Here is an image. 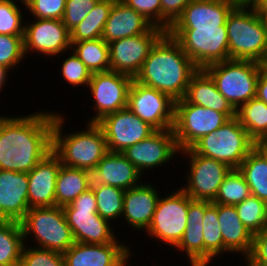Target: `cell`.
<instances>
[{"label":"cell","mask_w":267,"mask_h":266,"mask_svg":"<svg viewBox=\"0 0 267 266\" xmlns=\"http://www.w3.org/2000/svg\"><path fill=\"white\" fill-rule=\"evenodd\" d=\"M0 118V169L30 172L52 151L55 112Z\"/></svg>","instance_id":"obj_1"},{"label":"cell","mask_w":267,"mask_h":266,"mask_svg":"<svg viewBox=\"0 0 267 266\" xmlns=\"http://www.w3.org/2000/svg\"><path fill=\"white\" fill-rule=\"evenodd\" d=\"M198 67L167 32L155 43L134 80L169 95L183 99Z\"/></svg>","instance_id":"obj_2"},{"label":"cell","mask_w":267,"mask_h":266,"mask_svg":"<svg viewBox=\"0 0 267 266\" xmlns=\"http://www.w3.org/2000/svg\"><path fill=\"white\" fill-rule=\"evenodd\" d=\"M55 112L52 129V151L67 167L92 172L108 152L104 132L97 123H88L83 131L64 135L65 116ZM64 135V136H63Z\"/></svg>","instance_id":"obj_3"},{"label":"cell","mask_w":267,"mask_h":266,"mask_svg":"<svg viewBox=\"0 0 267 266\" xmlns=\"http://www.w3.org/2000/svg\"><path fill=\"white\" fill-rule=\"evenodd\" d=\"M229 59L267 63V22L253 6H236L226 21Z\"/></svg>","instance_id":"obj_4"},{"label":"cell","mask_w":267,"mask_h":266,"mask_svg":"<svg viewBox=\"0 0 267 266\" xmlns=\"http://www.w3.org/2000/svg\"><path fill=\"white\" fill-rule=\"evenodd\" d=\"M264 67L257 61L228 59L210 64L204 70L214 80L221 95L237 110L256 97L257 81Z\"/></svg>","instance_id":"obj_5"},{"label":"cell","mask_w":267,"mask_h":266,"mask_svg":"<svg viewBox=\"0 0 267 266\" xmlns=\"http://www.w3.org/2000/svg\"><path fill=\"white\" fill-rule=\"evenodd\" d=\"M256 145L235 116L214 132L201 137L190 149L195 154L237 169Z\"/></svg>","instance_id":"obj_6"},{"label":"cell","mask_w":267,"mask_h":266,"mask_svg":"<svg viewBox=\"0 0 267 266\" xmlns=\"http://www.w3.org/2000/svg\"><path fill=\"white\" fill-rule=\"evenodd\" d=\"M20 223L24 242L33 235L34 247L64 253L75 243L61 206L30 208Z\"/></svg>","instance_id":"obj_7"},{"label":"cell","mask_w":267,"mask_h":266,"mask_svg":"<svg viewBox=\"0 0 267 266\" xmlns=\"http://www.w3.org/2000/svg\"><path fill=\"white\" fill-rule=\"evenodd\" d=\"M62 209L75 242L105 244L119 238L112 229L115 228L114 225L97 213V203L92 188L83 192L70 204L64 205Z\"/></svg>","instance_id":"obj_8"},{"label":"cell","mask_w":267,"mask_h":266,"mask_svg":"<svg viewBox=\"0 0 267 266\" xmlns=\"http://www.w3.org/2000/svg\"><path fill=\"white\" fill-rule=\"evenodd\" d=\"M167 33L199 68L229 59L226 26L197 29H169Z\"/></svg>","instance_id":"obj_9"},{"label":"cell","mask_w":267,"mask_h":266,"mask_svg":"<svg viewBox=\"0 0 267 266\" xmlns=\"http://www.w3.org/2000/svg\"><path fill=\"white\" fill-rule=\"evenodd\" d=\"M229 118L221 112L189 103L185 98L175 101L173 132L180 151L190 148L201 137L214 132Z\"/></svg>","instance_id":"obj_10"},{"label":"cell","mask_w":267,"mask_h":266,"mask_svg":"<svg viewBox=\"0 0 267 266\" xmlns=\"http://www.w3.org/2000/svg\"><path fill=\"white\" fill-rule=\"evenodd\" d=\"M189 196L181 189L159 197L152 221L145 231L158 241L175 247L187 226Z\"/></svg>","instance_id":"obj_11"},{"label":"cell","mask_w":267,"mask_h":266,"mask_svg":"<svg viewBox=\"0 0 267 266\" xmlns=\"http://www.w3.org/2000/svg\"><path fill=\"white\" fill-rule=\"evenodd\" d=\"M189 158L187 184L180 188L193 200L213 202L219 186L232 170L218 160L195 154L190 148L180 151ZM186 186V187H185Z\"/></svg>","instance_id":"obj_12"},{"label":"cell","mask_w":267,"mask_h":266,"mask_svg":"<svg viewBox=\"0 0 267 266\" xmlns=\"http://www.w3.org/2000/svg\"><path fill=\"white\" fill-rule=\"evenodd\" d=\"M133 80L129 75L115 71L93 73L87 88L94 98L91 109L96 114L86 121L97 123L104 116L127 108L128 92Z\"/></svg>","instance_id":"obj_13"},{"label":"cell","mask_w":267,"mask_h":266,"mask_svg":"<svg viewBox=\"0 0 267 266\" xmlns=\"http://www.w3.org/2000/svg\"><path fill=\"white\" fill-rule=\"evenodd\" d=\"M127 108L155 130L173 128L175 101L157 89L133 80L128 92Z\"/></svg>","instance_id":"obj_14"},{"label":"cell","mask_w":267,"mask_h":266,"mask_svg":"<svg viewBox=\"0 0 267 266\" xmlns=\"http://www.w3.org/2000/svg\"><path fill=\"white\" fill-rule=\"evenodd\" d=\"M165 33L163 29L154 26L144 34L109 43L110 71L123 73L135 78L150 50Z\"/></svg>","instance_id":"obj_15"},{"label":"cell","mask_w":267,"mask_h":266,"mask_svg":"<svg viewBox=\"0 0 267 266\" xmlns=\"http://www.w3.org/2000/svg\"><path fill=\"white\" fill-rule=\"evenodd\" d=\"M97 124L104 132L110 152H123L127 147L148 138L156 131L129 108L110 113Z\"/></svg>","instance_id":"obj_16"},{"label":"cell","mask_w":267,"mask_h":266,"mask_svg":"<svg viewBox=\"0 0 267 266\" xmlns=\"http://www.w3.org/2000/svg\"><path fill=\"white\" fill-rule=\"evenodd\" d=\"M29 22V23H28ZM71 51L70 31L59 19H38L25 21L24 51L55 57Z\"/></svg>","instance_id":"obj_17"},{"label":"cell","mask_w":267,"mask_h":266,"mask_svg":"<svg viewBox=\"0 0 267 266\" xmlns=\"http://www.w3.org/2000/svg\"><path fill=\"white\" fill-rule=\"evenodd\" d=\"M143 175L146 170L167 164L180 153L172 129L156 130L148 138L121 152Z\"/></svg>","instance_id":"obj_18"},{"label":"cell","mask_w":267,"mask_h":266,"mask_svg":"<svg viewBox=\"0 0 267 266\" xmlns=\"http://www.w3.org/2000/svg\"><path fill=\"white\" fill-rule=\"evenodd\" d=\"M88 244L75 242L62 253L65 266H121L133 253L130 245L119 242Z\"/></svg>","instance_id":"obj_19"},{"label":"cell","mask_w":267,"mask_h":266,"mask_svg":"<svg viewBox=\"0 0 267 266\" xmlns=\"http://www.w3.org/2000/svg\"><path fill=\"white\" fill-rule=\"evenodd\" d=\"M61 165L59 157L51 151L28 172L29 208L55 206L56 180Z\"/></svg>","instance_id":"obj_20"},{"label":"cell","mask_w":267,"mask_h":266,"mask_svg":"<svg viewBox=\"0 0 267 266\" xmlns=\"http://www.w3.org/2000/svg\"><path fill=\"white\" fill-rule=\"evenodd\" d=\"M235 7L229 0H192L170 29L226 26L227 17Z\"/></svg>","instance_id":"obj_21"},{"label":"cell","mask_w":267,"mask_h":266,"mask_svg":"<svg viewBox=\"0 0 267 266\" xmlns=\"http://www.w3.org/2000/svg\"><path fill=\"white\" fill-rule=\"evenodd\" d=\"M28 173L0 169V213L6 221L21 222L30 209Z\"/></svg>","instance_id":"obj_22"},{"label":"cell","mask_w":267,"mask_h":266,"mask_svg":"<svg viewBox=\"0 0 267 266\" xmlns=\"http://www.w3.org/2000/svg\"><path fill=\"white\" fill-rule=\"evenodd\" d=\"M155 188L157 187L152 186V183L143 182L125 190L121 219L124 218L128 226L135 228V231L144 230L145 232L152 221L161 193Z\"/></svg>","instance_id":"obj_23"},{"label":"cell","mask_w":267,"mask_h":266,"mask_svg":"<svg viewBox=\"0 0 267 266\" xmlns=\"http://www.w3.org/2000/svg\"><path fill=\"white\" fill-rule=\"evenodd\" d=\"M142 176L121 152L108 151L92 171L91 184L114 186L125 191L141 184Z\"/></svg>","instance_id":"obj_24"},{"label":"cell","mask_w":267,"mask_h":266,"mask_svg":"<svg viewBox=\"0 0 267 266\" xmlns=\"http://www.w3.org/2000/svg\"><path fill=\"white\" fill-rule=\"evenodd\" d=\"M154 25L143 15L115 0L105 23L102 39L107 43L149 32Z\"/></svg>","instance_id":"obj_25"},{"label":"cell","mask_w":267,"mask_h":266,"mask_svg":"<svg viewBox=\"0 0 267 266\" xmlns=\"http://www.w3.org/2000/svg\"><path fill=\"white\" fill-rule=\"evenodd\" d=\"M211 203L210 201L193 200L189 197L187 226L182 239L174 249L182 251L183 254L186 253L191 266H204L203 220L205 209Z\"/></svg>","instance_id":"obj_26"},{"label":"cell","mask_w":267,"mask_h":266,"mask_svg":"<svg viewBox=\"0 0 267 266\" xmlns=\"http://www.w3.org/2000/svg\"><path fill=\"white\" fill-rule=\"evenodd\" d=\"M184 98L191 104L224 113L229 119L236 116V110L217 90L214 80L204 69H198L192 76Z\"/></svg>","instance_id":"obj_27"},{"label":"cell","mask_w":267,"mask_h":266,"mask_svg":"<svg viewBox=\"0 0 267 266\" xmlns=\"http://www.w3.org/2000/svg\"><path fill=\"white\" fill-rule=\"evenodd\" d=\"M217 215L224 246L246 258L252 249L253 235L240 220L235 206L217 204Z\"/></svg>","instance_id":"obj_28"},{"label":"cell","mask_w":267,"mask_h":266,"mask_svg":"<svg viewBox=\"0 0 267 266\" xmlns=\"http://www.w3.org/2000/svg\"><path fill=\"white\" fill-rule=\"evenodd\" d=\"M251 195L267 202V145H256L237 168Z\"/></svg>","instance_id":"obj_29"},{"label":"cell","mask_w":267,"mask_h":266,"mask_svg":"<svg viewBox=\"0 0 267 266\" xmlns=\"http://www.w3.org/2000/svg\"><path fill=\"white\" fill-rule=\"evenodd\" d=\"M92 172L61 165L55 190V206L70 204L83 192L91 188Z\"/></svg>","instance_id":"obj_30"},{"label":"cell","mask_w":267,"mask_h":266,"mask_svg":"<svg viewBox=\"0 0 267 266\" xmlns=\"http://www.w3.org/2000/svg\"><path fill=\"white\" fill-rule=\"evenodd\" d=\"M236 117L257 145L267 144V104L254 97L236 110Z\"/></svg>","instance_id":"obj_31"},{"label":"cell","mask_w":267,"mask_h":266,"mask_svg":"<svg viewBox=\"0 0 267 266\" xmlns=\"http://www.w3.org/2000/svg\"><path fill=\"white\" fill-rule=\"evenodd\" d=\"M114 1L99 0L87 16L70 31V41L79 42L101 38Z\"/></svg>","instance_id":"obj_32"},{"label":"cell","mask_w":267,"mask_h":266,"mask_svg":"<svg viewBox=\"0 0 267 266\" xmlns=\"http://www.w3.org/2000/svg\"><path fill=\"white\" fill-rule=\"evenodd\" d=\"M71 50L92 74L110 71L109 46L102 38L71 42Z\"/></svg>","instance_id":"obj_33"},{"label":"cell","mask_w":267,"mask_h":266,"mask_svg":"<svg viewBox=\"0 0 267 266\" xmlns=\"http://www.w3.org/2000/svg\"><path fill=\"white\" fill-rule=\"evenodd\" d=\"M203 238L204 266H209L213 262V259H215V257H219L222 253L231 254V252L224 246L217 215V203H211L205 209Z\"/></svg>","instance_id":"obj_34"},{"label":"cell","mask_w":267,"mask_h":266,"mask_svg":"<svg viewBox=\"0 0 267 266\" xmlns=\"http://www.w3.org/2000/svg\"><path fill=\"white\" fill-rule=\"evenodd\" d=\"M23 246L21 223L5 221L0 225V266H19Z\"/></svg>","instance_id":"obj_35"},{"label":"cell","mask_w":267,"mask_h":266,"mask_svg":"<svg viewBox=\"0 0 267 266\" xmlns=\"http://www.w3.org/2000/svg\"><path fill=\"white\" fill-rule=\"evenodd\" d=\"M91 188L95 193L97 213L111 224L118 218L121 219L125 191L103 184H91Z\"/></svg>","instance_id":"obj_36"},{"label":"cell","mask_w":267,"mask_h":266,"mask_svg":"<svg viewBox=\"0 0 267 266\" xmlns=\"http://www.w3.org/2000/svg\"><path fill=\"white\" fill-rule=\"evenodd\" d=\"M234 206L240 220L253 236L267 227V202L264 200L250 195Z\"/></svg>","instance_id":"obj_37"},{"label":"cell","mask_w":267,"mask_h":266,"mask_svg":"<svg viewBox=\"0 0 267 266\" xmlns=\"http://www.w3.org/2000/svg\"><path fill=\"white\" fill-rule=\"evenodd\" d=\"M251 195L250 188L238 169H232L219 186L212 203L235 205Z\"/></svg>","instance_id":"obj_38"},{"label":"cell","mask_w":267,"mask_h":266,"mask_svg":"<svg viewBox=\"0 0 267 266\" xmlns=\"http://www.w3.org/2000/svg\"><path fill=\"white\" fill-rule=\"evenodd\" d=\"M16 0H0V34L24 36L25 17Z\"/></svg>","instance_id":"obj_39"},{"label":"cell","mask_w":267,"mask_h":266,"mask_svg":"<svg viewBox=\"0 0 267 266\" xmlns=\"http://www.w3.org/2000/svg\"><path fill=\"white\" fill-rule=\"evenodd\" d=\"M25 56L24 36L0 34V66L11 71Z\"/></svg>","instance_id":"obj_40"},{"label":"cell","mask_w":267,"mask_h":266,"mask_svg":"<svg viewBox=\"0 0 267 266\" xmlns=\"http://www.w3.org/2000/svg\"><path fill=\"white\" fill-rule=\"evenodd\" d=\"M19 266H65V263L62 253L24 242Z\"/></svg>","instance_id":"obj_41"},{"label":"cell","mask_w":267,"mask_h":266,"mask_svg":"<svg viewBox=\"0 0 267 266\" xmlns=\"http://www.w3.org/2000/svg\"><path fill=\"white\" fill-rule=\"evenodd\" d=\"M71 53L69 57L62 61L60 74L74 88L75 86H88L92 77L91 71L72 51Z\"/></svg>","instance_id":"obj_42"},{"label":"cell","mask_w":267,"mask_h":266,"mask_svg":"<svg viewBox=\"0 0 267 266\" xmlns=\"http://www.w3.org/2000/svg\"><path fill=\"white\" fill-rule=\"evenodd\" d=\"M66 0H30L24 7L30 15L38 19L62 20Z\"/></svg>","instance_id":"obj_43"},{"label":"cell","mask_w":267,"mask_h":266,"mask_svg":"<svg viewBox=\"0 0 267 266\" xmlns=\"http://www.w3.org/2000/svg\"><path fill=\"white\" fill-rule=\"evenodd\" d=\"M99 0H66L62 21L69 31L74 29Z\"/></svg>","instance_id":"obj_44"},{"label":"cell","mask_w":267,"mask_h":266,"mask_svg":"<svg viewBox=\"0 0 267 266\" xmlns=\"http://www.w3.org/2000/svg\"><path fill=\"white\" fill-rule=\"evenodd\" d=\"M143 15L154 26L161 28V0H121Z\"/></svg>","instance_id":"obj_45"},{"label":"cell","mask_w":267,"mask_h":266,"mask_svg":"<svg viewBox=\"0 0 267 266\" xmlns=\"http://www.w3.org/2000/svg\"><path fill=\"white\" fill-rule=\"evenodd\" d=\"M192 0H161V29L167 32Z\"/></svg>","instance_id":"obj_46"},{"label":"cell","mask_w":267,"mask_h":266,"mask_svg":"<svg viewBox=\"0 0 267 266\" xmlns=\"http://www.w3.org/2000/svg\"><path fill=\"white\" fill-rule=\"evenodd\" d=\"M247 258L256 265L267 266V227L253 236V245Z\"/></svg>","instance_id":"obj_47"},{"label":"cell","mask_w":267,"mask_h":266,"mask_svg":"<svg viewBox=\"0 0 267 266\" xmlns=\"http://www.w3.org/2000/svg\"><path fill=\"white\" fill-rule=\"evenodd\" d=\"M256 97L267 104V67L265 66L257 81Z\"/></svg>","instance_id":"obj_48"},{"label":"cell","mask_w":267,"mask_h":266,"mask_svg":"<svg viewBox=\"0 0 267 266\" xmlns=\"http://www.w3.org/2000/svg\"><path fill=\"white\" fill-rule=\"evenodd\" d=\"M9 73V70L6 69L3 66H0V92H2L3 88L6 86L5 84L7 83V75Z\"/></svg>","instance_id":"obj_49"},{"label":"cell","mask_w":267,"mask_h":266,"mask_svg":"<svg viewBox=\"0 0 267 266\" xmlns=\"http://www.w3.org/2000/svg\"><path fill=\"white\" fill-rule=\"evenodd\" d=\"M253 7L264 14L267 11V0H257Z\"/></svg>","instance_id":"obj_50"},{"label":"cell","mask_w":267,"mask_h":266,"mask_svg":"<svg viewBox=\"0 0 267 266\" xmlns=\"http://www.w3.org/2000/svg\"><path fill=\"white\" fill-rule=\"evenodd\" d=\"M236 6H254L257 0H229Z\"/></svg>","instance_id":"obj_51"},{"label":"cell","mask_w":267,"mask_h":266,"mask_svg":"<svg viewBox=\"0 0 267 266\" xmlns=\"http://www.w3.org/2000/svg\"><path fill=\"white\" fill-rule=\"evenodd\" d=\"M244 260L246 261L245 262L246 266H264V265H256V264H253L247 257L244 258Z\"/></svg>","instance_id":"obj_52"},{"label":"cell","mask_w":267,"mask_h":266,"mask_svg":"<svg viewBox=\"0 0 267 266\" xmlns=\"http://www.w3.org/2000/svg\"><path fill=\"white\" fill-rule=\"evenodd\" d=\"M131 255L123 262V264L121 266H131V265H127V263H129V259H130Z\"/></svg>","instance_id":"obj_53"},{"label":"cell","mask_w":267,"mask_h":266,"mask_svg":"<svg viewBox=\"0 0 267 266\" xmlns=\"http://www.w3.org/2000/svg\"><path fill=\"white\" fill-rule=\"evenodd\" d=\"M5 221H6L5 218L0 213V225L3 224Z\"/></svg>","instance_id":"obj_54"},{"label":"cell","mask_w":267,"mask_h":266,"mask_svg":"<svg viewBox=\"0 0 267 266\" xmlns=\"http://www.w3.org/2000/svg\"><path fill=\"white\" fill-rule=\"evenodd\" d=\"M18 1V0H17ZM19 1H21L22 2V5H26L30 0H19Z\"/></svg>","instance_id":"obj_55"},{"label":"cell","mask_w":267,"mask_h":266,"mask_svg":"<svg viewBox=\"0 0 267 266\" xmlns=\"http://www.w3.org/2000/svg\"><path fill=\"white\" fill-rule=\"evenodd\" d=\"M263 15H264L265 20H266V22H267V11H266Z\"/></svg>","instance_id":"obj_56"},{"label":"cell","mask_w":267,"mask_h":266,"mask_svg":"<svg viewBox=\"0 0 267 266\" xmlns=\"http://www.w3.org/2000/svg\"><path fill=\"white\" fill-rule=\"evenodd\" d=\"M1 93V92H0ZM6 117V115H0V118Z\"/></svg>","instance_id":"obj_57"}]
</instances>
